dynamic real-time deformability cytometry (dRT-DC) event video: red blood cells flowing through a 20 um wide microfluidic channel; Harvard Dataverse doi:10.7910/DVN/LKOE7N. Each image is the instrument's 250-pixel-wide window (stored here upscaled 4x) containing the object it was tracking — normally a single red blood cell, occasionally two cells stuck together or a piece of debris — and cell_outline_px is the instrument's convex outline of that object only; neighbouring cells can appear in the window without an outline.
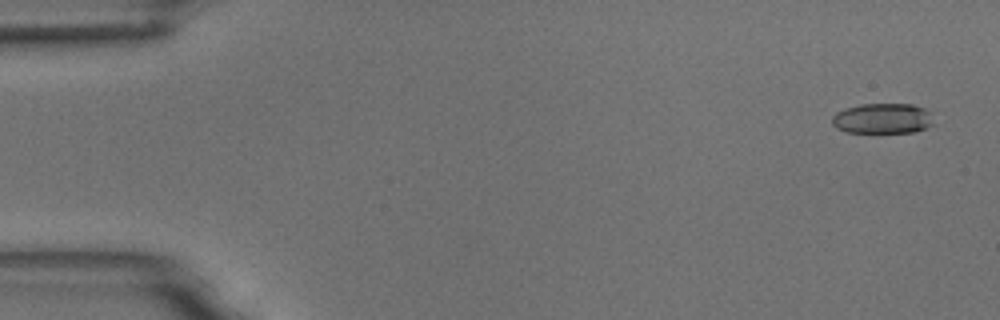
{"species": "common noctule bat (a hibernating species)", "species_latin": "Nyctalus noctula", "temperature_condition": "room temperature", "stored_images_in_passage": 6, "camera_frame_rate_fps": 3000, "um_per_image_px": 0.085, "animal": {"sex": "male", "body_mass_g": 18.8}, "frame": {"image": 1, "passage_image": 1, "time_ms": 0.0, "image_size_px": [1000, 320], "cell_outline_px": [[932, 124], [916, 132], [848, 132], [836, 128], [832, 124], [832, 116], [836, 112], [844, 108], [860, 104], [912, 104], [924, 108], [928, 112]], "centroid_in_image_um": [74.96, 10.06], "position_along_channel_um": 10.0, "area_um2": 17.8}}
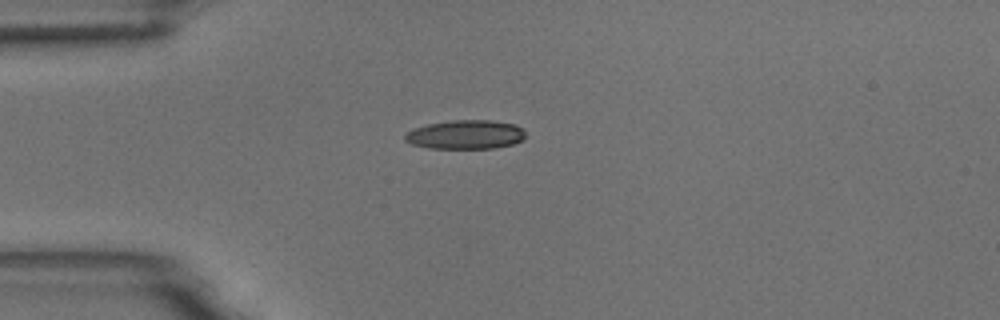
{"frame": {"image": 2, "passage_image": 4, "time_ms": 4.0, "image_size_px": [1000, 320], "cell_outline_px": [[524, 140], [512, 144], [496, 148], [428, 148], [412, 144], [404, 140], [404, 136], [412, 128], [428, 124], [452, 120], [492, 120], [516, 124], [524, 128]], "centroid_in_image_um": [39.59, 11.43], "position_along_channel_um": 45.4, "area_um2": 20.52}}
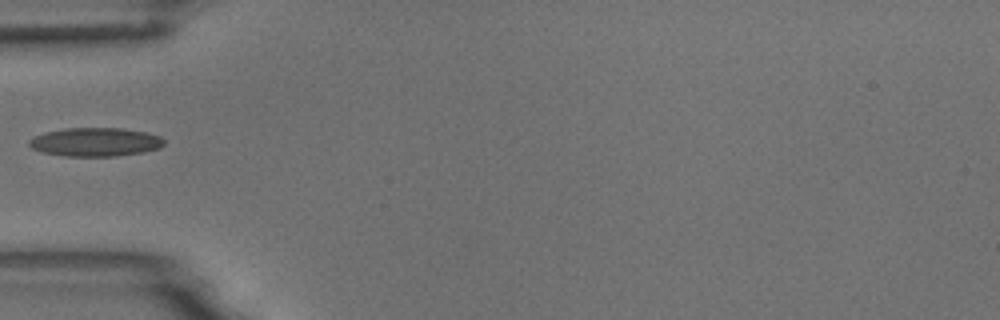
{"frame": {"image": 3, "passage_image": 5, "time_ms": 5.333, "image_size_px": [1000, 320], "cell_outline_px": [[164, 144], [160, 148], [144, 152], [116, 156], [64, 156], [40, 152], [32, 148], [28, 144], [28, 140], [44, 132], [64, 128], [120, 128], [144, 132], [160, 136], [164, 140]], "centroid_in_image_um": [8.08, 12.07], "position_along_channel_um": 76.9, "area_um2": 22.6}}